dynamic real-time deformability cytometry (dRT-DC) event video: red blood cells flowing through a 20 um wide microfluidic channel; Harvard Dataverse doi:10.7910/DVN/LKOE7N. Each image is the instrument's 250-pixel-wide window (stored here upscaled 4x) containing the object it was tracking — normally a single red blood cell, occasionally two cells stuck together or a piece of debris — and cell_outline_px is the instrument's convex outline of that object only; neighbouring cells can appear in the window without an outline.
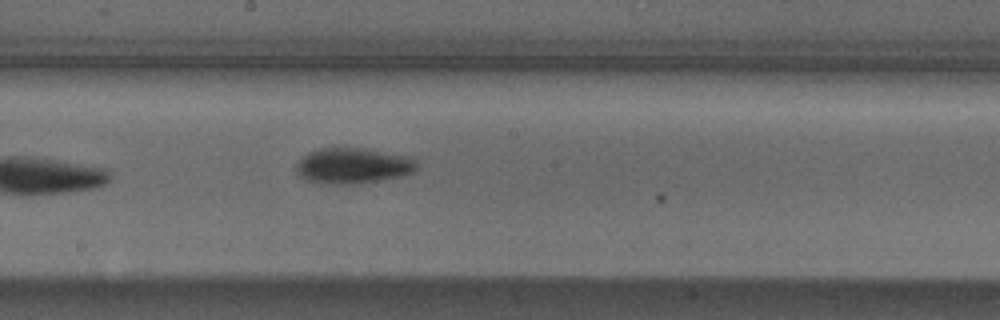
{"species": "Egyptian fruit bat (a non-hibernating species)", "species_latin": "Rousettus aegyptiacus", "temperature_condition": "cold", "stored_images_in_passage": 25, "camera_frame_rate_fps": 3000, "um_per_image_px": 0.085, "animal": {"sex": "male"}, "frame": {"image": 1, "passage_image": 15, "time_ms": 4.667, "image_size_px": [1000, 320], "cell_outline_px": [[416, 168], [412, 172], [400, 176], [376, 180], [344, 184], [340, 184], [308, 180], [296, 176], [296, 164], [308, 152], [320, 148], [364, 148], [416, 156]], "centroid_in_image_um": [30.02, 14.05], "position_along_channel_um": 218.2, "area_um2": 24.91}}